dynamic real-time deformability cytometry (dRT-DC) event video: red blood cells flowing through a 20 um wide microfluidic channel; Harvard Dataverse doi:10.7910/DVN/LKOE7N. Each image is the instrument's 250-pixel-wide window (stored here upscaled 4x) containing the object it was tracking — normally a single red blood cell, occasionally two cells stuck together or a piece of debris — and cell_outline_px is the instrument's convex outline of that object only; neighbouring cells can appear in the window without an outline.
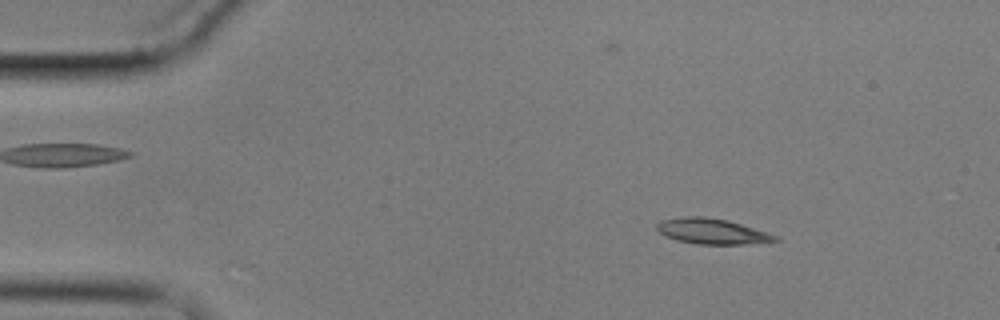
{"species": "common noctule bat (a hibernating species)", "species_latin": "Nyctalus noctula", "temperature_condition": "cold", "stored_images_in_passage": 4, "camera_frame_rate_fps": 3000, "um_per_image_px": 0.085, "animal": {"sex": "male", "body_mass_g": 17.9}, "frame": {"image": 1, "passage_image": 2, "time_ms": 1.0, "image_size_px": [1000, 320], "cell_outline_px": [[780, 240], [744, 244], [696, 244], [676, 240], [664, 236], [656, 228], [656, 224], [660, 220], [684, 216], [704, 216], [728, 220], [780, 236]], "centroid_in_image_um": [60.5, 19.65], "position_along_channel_um": 24.5, "area_um2": 17.69}}